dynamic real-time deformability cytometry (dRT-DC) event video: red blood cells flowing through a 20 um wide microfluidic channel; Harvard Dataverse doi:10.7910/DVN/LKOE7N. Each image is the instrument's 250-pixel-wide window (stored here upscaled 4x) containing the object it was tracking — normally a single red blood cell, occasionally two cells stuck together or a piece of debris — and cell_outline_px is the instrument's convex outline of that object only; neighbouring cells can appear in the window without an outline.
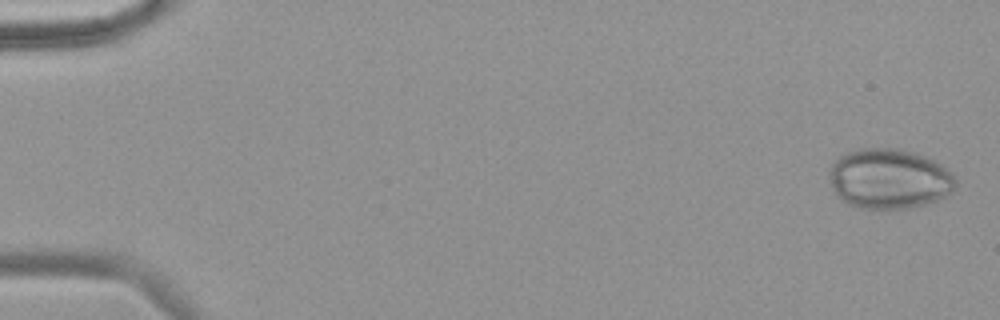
{"species": "common noctule bat (a hibernating species)", "species_latin": "Nyctalus noctula", "temperature_condition": "warm", "stored_images_in_passage": 20, "camera_frame_rate_fps": 3000, "um_per_image_px": 0.085, "animal": {"sex": "female", "body_mass_g": 18.4}, "frame": {"image": 1, "passage_image": 2, "time_ms": 0.333, "image_size_px": [1000, 320], "cell_outline_px": [[956, 184], [944, 196], [936, 200], [924, 204], [908, 208], [860, 208], [848, 204], [836, 196], [832, 188], [828, 176], [828, 172], [832, 164], [840, 156], [856, 148], [900, 148], [916, 152], [940, 164], [956, 180]], "centroid_in_image_um": [75.51, 15.18], "position_along_channel_um": 9.5, "area_um2": 44.04}}